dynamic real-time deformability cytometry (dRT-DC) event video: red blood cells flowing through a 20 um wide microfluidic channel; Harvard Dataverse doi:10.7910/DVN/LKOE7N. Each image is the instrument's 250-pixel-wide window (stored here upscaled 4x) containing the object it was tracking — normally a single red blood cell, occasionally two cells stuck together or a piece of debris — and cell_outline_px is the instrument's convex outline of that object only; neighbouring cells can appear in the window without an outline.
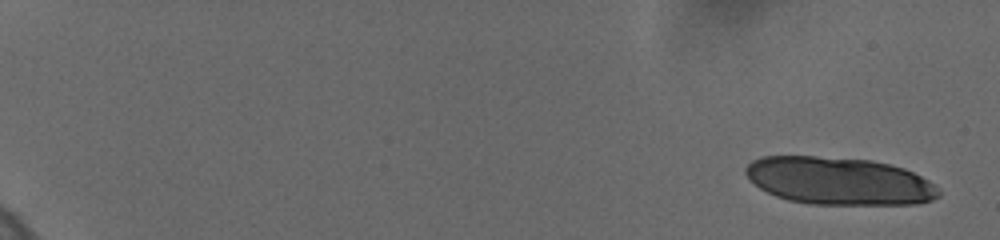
{"species": "human", "species_latin": "Homo sapiens", "temperature_condition": "cold", "stored_images_in_passage": 17, "camera_frame_rate_fps": 3000, "um_per_image_px": 0.085, "donor": {"sex": "female"}, "frame": {"image": 1, "passage_image": 1, "time_ms": 0.0, "image_size_px": [1000, 240], "cell_outline_px": [[940, 196], [932, 200], [920, 204], [812, 204], [788, 200], [776, 196], [760, 188], [744, 172], [744, 168], [752, 160], [760, 156], [816, 156], [872, 160], [892, 164], [904, 168], [936, 184], [940, 192]], "centroid_in_image_um": [71.34, 15.38], "position_along_channel_um": 13.7, "area_um2": 53.75}}